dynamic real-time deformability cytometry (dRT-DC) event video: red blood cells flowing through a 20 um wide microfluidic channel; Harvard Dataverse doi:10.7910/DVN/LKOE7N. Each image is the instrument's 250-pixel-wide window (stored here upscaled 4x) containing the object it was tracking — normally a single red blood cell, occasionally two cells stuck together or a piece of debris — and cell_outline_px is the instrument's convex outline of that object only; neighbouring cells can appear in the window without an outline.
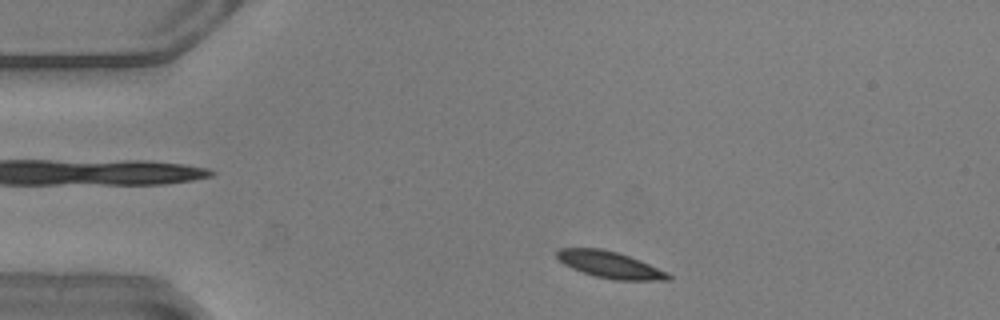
{"species": "common noctule bat (a hibernating species)", "species_latin": "Nyctalus noctula", "temperature_condition": "warm", "stored_images_in_passage": 45, "camera_frame_rate_fps": 3000, "um_per_image_px": 0.085, "animal": {"sex": "male", "body_mass_g": 20.5, "forearm_length_mm": 52.5}, "frame": {"image": 1, "passage_image": 3, "time_ms": 0.667, "image_size_px": [1000, 320], "cell_outline_px": [[672, 280], [616, 280], [596, 276], [572, 268], [564, 264], [556, 256], [556, 252], [560, 248], [600, 248], [616, 252], [640, 260], [668, 272], [672, 276]], "centroid_in_image_um": [51.87, 22.5], "position_along_channel_um": 33.1, "area_um2": 17.11}}
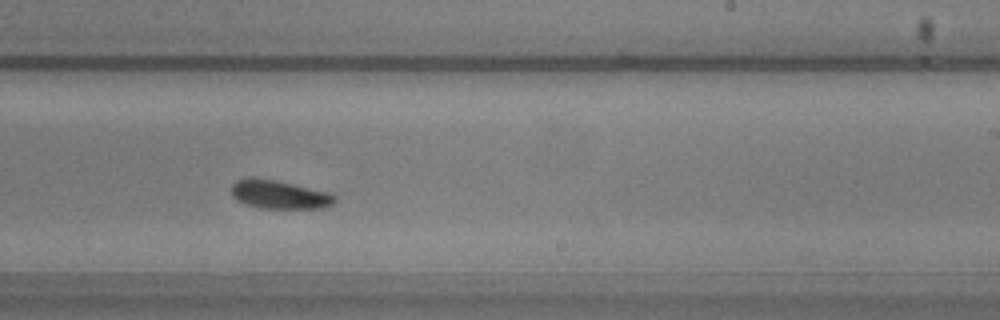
{"frame": {"image": 2, "passage_image": 25, "time_ms": 8.0, "image_size_px": [1000, 320], "cell_outline_px": [[336, 200], [332, 204], [324, 208], [260, 208], [236, 200], [232, 196], [232, 184], [236, 180], [248, 176], [252, 176], [276, 180], [332, 192], [336, 196]], "centroid_in_image_um": [23.75, 16.51], "position_along_channel_um": 265.2, "area_um2": 17.51}}
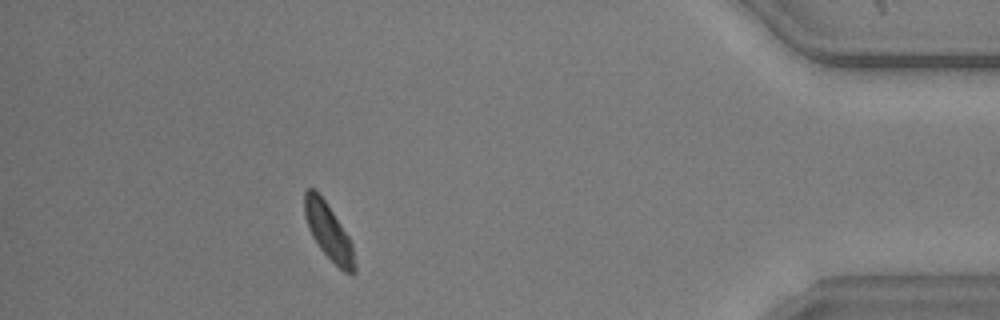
{"frame": {"image": 3, "passage_image": 40, "time_ms": 13.0, "image_size_px": [1000, 320], "cell_outline_px": [[356, 272], [344, 272], [320, 248], [312, 236], [308, 228], [304, 212], [304, 192], [308, 188], [312, 188], [324, 200], [348, 236], [352, 244], [356, 268]], "centroid_in_image_um": [27.91, 19.69], "position_along_channel_um": 407.3, "area_um2": 15.84}, "authors_computed_cell_mechanics": {"area_um2": 17.34, "velocity_mm_per_s": 3.8218, "shape_relaxation_time_tau1_ms": 1.9877, "shape_relaxation_time_tau2_ms": null, "deformation_change_tau1": 0.088, "deformation_change_tau2": null}}